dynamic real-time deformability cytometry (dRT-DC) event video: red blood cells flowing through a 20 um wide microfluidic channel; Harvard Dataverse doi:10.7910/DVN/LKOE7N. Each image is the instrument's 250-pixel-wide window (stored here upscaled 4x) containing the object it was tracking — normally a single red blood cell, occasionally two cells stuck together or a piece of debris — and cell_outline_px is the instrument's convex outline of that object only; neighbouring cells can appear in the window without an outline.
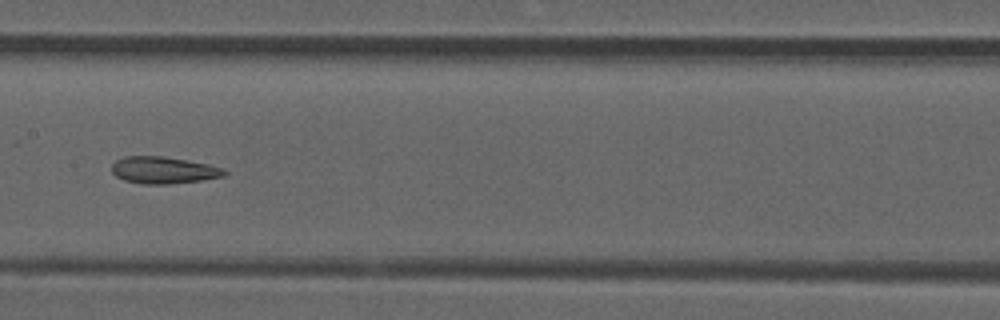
{"species": "common noctule bat (a hibernating species)", "species_latin": "Nyctalus noctula", "temperature_condition": "room temperature", "stored_images_in_passage": 7, "camera_frame_rate_fps": 3000, "um_per_image_px": 0.085, "animal": {"sex": "male", "forearm_length_mm": 52.5}, "frame": {"image": 1, "passage_image": 7, "time_ms": 2.0, "image_size_px": [1000, 320], "cell_outline_px": [[228, 172], [224, 176], [200, 180], [168, 184], [140, 184], [124, 180], [116, 176], [112, 172], [112, 164], [116, 160], [124, 156], [164, 156], [188, 160], [208, 164], [224, 168]], "centroid_in_image_um": [13.89, 14.46], "position_along_channel_um": 193.5, "area_um2": 17.74}}